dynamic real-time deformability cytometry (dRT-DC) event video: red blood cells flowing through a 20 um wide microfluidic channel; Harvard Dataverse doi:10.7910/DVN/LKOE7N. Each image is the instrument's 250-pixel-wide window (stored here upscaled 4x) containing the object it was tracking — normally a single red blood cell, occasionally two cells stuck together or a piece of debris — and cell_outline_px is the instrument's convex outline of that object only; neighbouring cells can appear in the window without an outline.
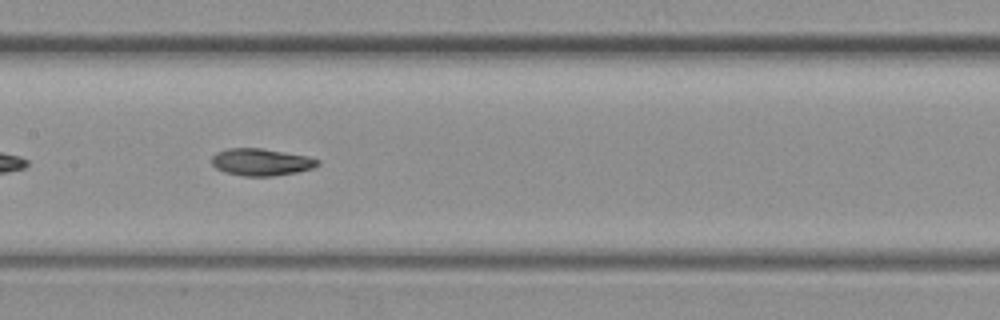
{"species": "common noctule bat (a hibernating species)", "species_latin": "Nyctalus noctula", "temperature_condition": "warm", "stored_images_in_passage": 49, "camera_frame_rate_fps": 3000, "um_per_image_px": 0.085, "animal": {"sex": "female", "body_mass_g": 19.3, "forearm_length_mm": 54.1}, "frame": {"image": 1, "passage_image": 15, "time_ms": 4.667, "image_size_px": [1000, 320], "cell_outline_px": [[320, 164], [312, 168], [296, 172], [272, 176], [244, 176], [224, 172], [216, 168], [212, 164], [212, 156], [216, 152], [228, 148], [260, 148], [308, 156], [320, 160]], "centroid_in_image_um": [22.19, 13.77], "position_along_channel_um": 185.2, "area_um2": 16.7}}